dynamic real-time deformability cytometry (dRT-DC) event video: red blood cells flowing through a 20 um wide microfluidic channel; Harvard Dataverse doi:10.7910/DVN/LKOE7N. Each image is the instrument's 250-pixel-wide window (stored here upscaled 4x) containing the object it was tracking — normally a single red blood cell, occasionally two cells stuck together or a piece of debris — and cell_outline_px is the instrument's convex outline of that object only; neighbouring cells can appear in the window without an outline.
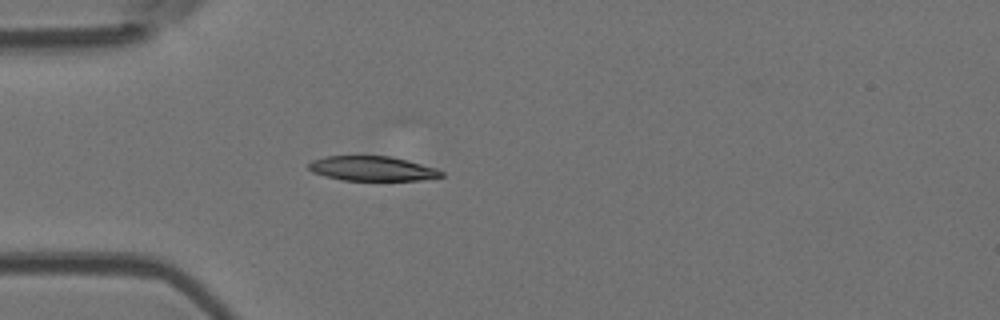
{"species": "Egyptian fruit bat (a non-hibernating species)", "species_latin": "Rousettus aegyptiacus", "temperature_condition": "room temperature", "stored_images_in_passage": 5, "camera_frame_rate_fps": 3000, "um_per_image_px": 0.085, "animal": {"sex": "female"}, "frame": {"image": 1, "passage_image": 5, "time_ms": 4.667, "image_size_px": [1000, 320], "cell_outline_px": [[444, 176], [420, 180], [344, 180], [324, 176], [312, 172], [308, 168], [308, 164], [312, 160], [324, 156], [388, 156], [436, 168], [444, 172]], "centroid_in_image_um": [31.6, 14.33], "position_along_channel_um": 53.4, "area_um2": 18.9}}